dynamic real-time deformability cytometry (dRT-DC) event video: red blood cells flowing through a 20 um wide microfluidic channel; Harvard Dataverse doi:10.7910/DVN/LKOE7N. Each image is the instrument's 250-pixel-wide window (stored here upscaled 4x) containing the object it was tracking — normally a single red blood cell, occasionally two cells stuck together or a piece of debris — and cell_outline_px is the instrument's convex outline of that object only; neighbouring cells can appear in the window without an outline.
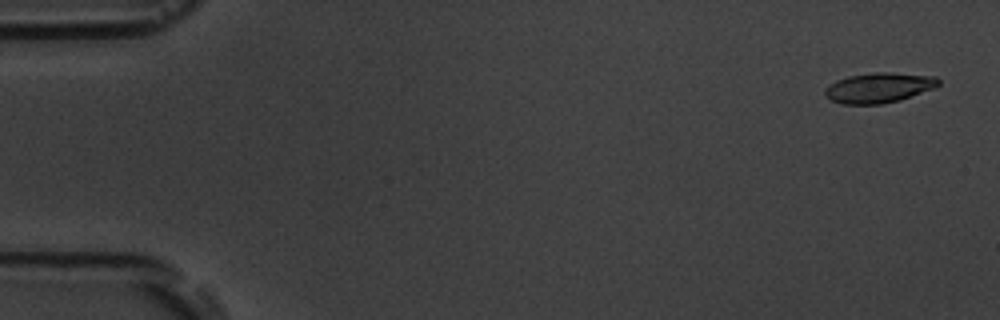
{"species": "common noctule bat (a hibernating species)", "species_latin": "Nyctalus noctula", "temperature_condition": "room temperature", "stored_images_in_passage": 5, "camera_frame_rate_fps": 3000, "um_per_image_px": 0.085, "animal": {"sex": "male", "body_mass_g": 19.5, "forearm_length_mm": 54.6}, "frame": {"image": 1, "passage_image": 1, "time_ms": 0.0, "image_size_px": [1000, 320], "cell_outline_px": [[940, 84], [936, 88], [900, 100], [880, 104], [840, 104], [824, 96], [824, 88], [828, 84], [836, 80], [848, 76], [876, 72], [888, 72], [936, 76], [940, 80]], "centroid_in_image_um": [74.7, 7.45], "position_along_channel_um": 10.3, "area_um2": 20.17}}
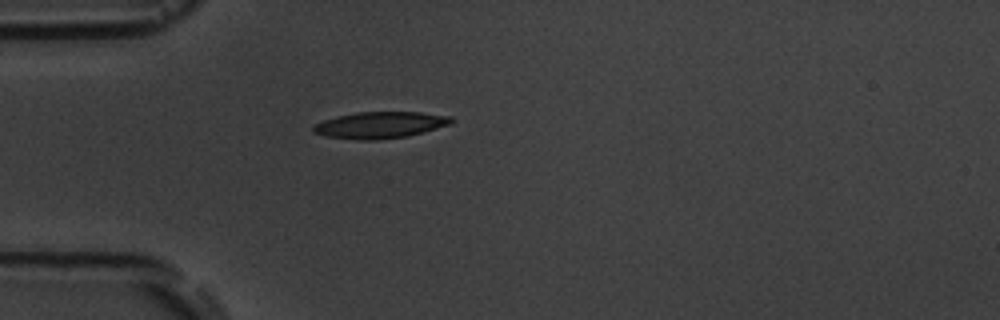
{"frame": {"image": 2, "passage_image": 5, "time_ms": 4.667, "image_size_px": [1000, 320], "cell_outline_px": [[456, 120], [452, 124], [408, 136], [376, 140], [360, 140], [324, 136], [312, 132], [312, 128], [316, 124], [324, 120], [336, 116], [356, 112], [420, 112], [452, 116]], "centroid_in_image_um": [32.34, 10.62], "position_along_channel_um": 52.7, "area_um2": 21.5}}